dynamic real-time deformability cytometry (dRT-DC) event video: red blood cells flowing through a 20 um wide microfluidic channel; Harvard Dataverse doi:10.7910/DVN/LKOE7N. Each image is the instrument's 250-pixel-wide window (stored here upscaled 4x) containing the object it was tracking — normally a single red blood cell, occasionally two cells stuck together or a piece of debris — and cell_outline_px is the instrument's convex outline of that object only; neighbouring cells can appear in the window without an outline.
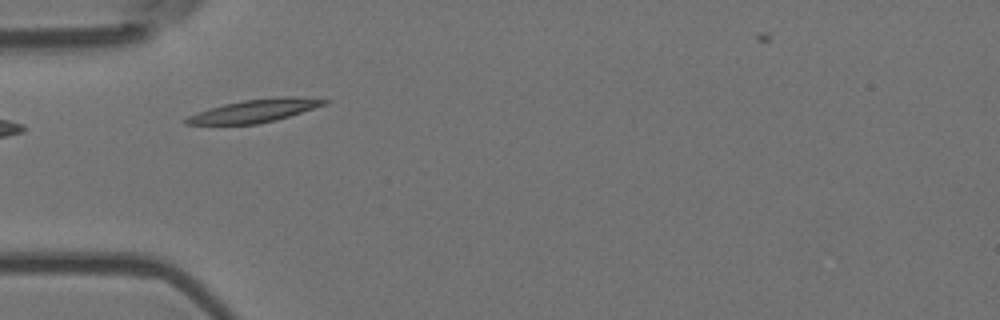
{"species": "Egyptian fruit bat (a non-hibernating species)", "species_latin": "Rousettus aegyptiacus", "temperature_condition": "room temperature", "stored_images_in_passage": 4, "camera_frame_rate_fps": 3000, "um_per_image_px": 0.085, "animal": {"sex": "female"}, "frame": {"image": 1, "passage_image": 3, "time_ms": 0.667, "image_size_px": [1000, 320], "cell_outline_px": [[332, 100], [328, 104], [288, 116], [256, 124], [184, 124], [184, 120], [188, 116], [196, 112], [208, 108], [224, 104], [244, 100], [280, 96], [292, 96]], "centroid_in_image_um": [21.66, 9.4], "position_along_channel_um": 63.3, "area_um2": 18.32}}
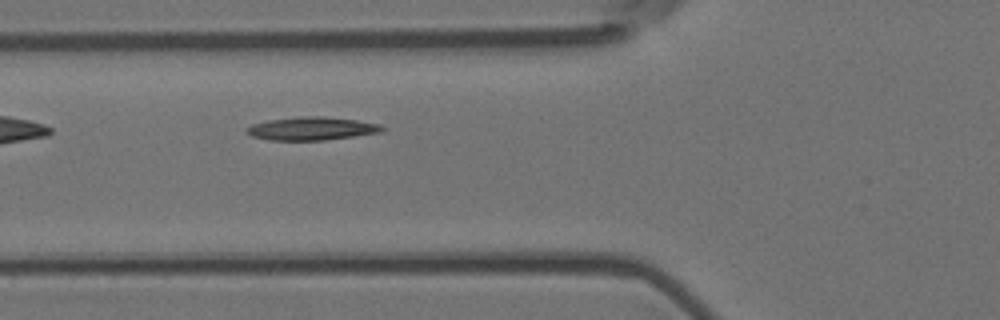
{"frame": {"image": 2, "passage_image": 4, "time_ms": 1.0, "image_size_px": [1000, 320], "cell_outline_px": [[384, 128], [380, 132], [324, 140], [268, 140], [252, 136], [244, 132], [244, 128], [252, 124], [268, 120], [300, 116], [324, 116], [356, 120], [380, 124]], "centroid_in_image_um": [26.41, 10.92], "position_along_channel_um": 99.4, "area_um2": 18.26}}